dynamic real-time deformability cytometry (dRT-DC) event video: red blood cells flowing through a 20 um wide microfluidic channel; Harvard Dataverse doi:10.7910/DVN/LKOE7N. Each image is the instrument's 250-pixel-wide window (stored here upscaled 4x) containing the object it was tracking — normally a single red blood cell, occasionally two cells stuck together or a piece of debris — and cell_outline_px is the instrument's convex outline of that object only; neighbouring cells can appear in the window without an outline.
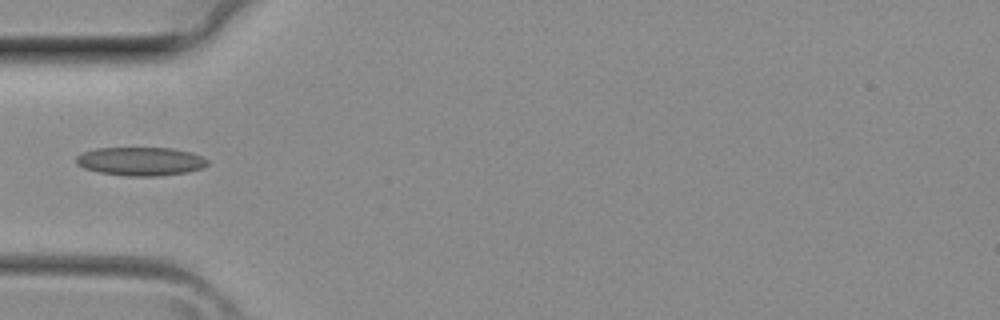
{"species": "common noctule bat (a hibernating species)", "species_latin": "Nyctalus noctula", "temperature_condition": "room temperature", "stored_images_in_passage": 26, "camera_frame_rate_fps": 3000, "um_per_image_px": 0.085, "animal": {"sex": "female", "body_mass_g": 29.2, "forearm_length_mm": 56.3}, "frame": {"image": 1, "passage_image": 1, "time_ms": 0.0, "image_size_px": [1000, 320], "cell_outline_px": [[208, 164], [204, 168], [188, 172], [156, 176], [128, 176], [100, 172], [84, 168], [76, 164], [76, 156], [84, 152], [96, 148], [172, 148], [192, 152], [208, 160]], "centroid_in_image_um": [11.97, 13.71], "position_along_channel_um": 73.0, "area_um2": 21.85}}
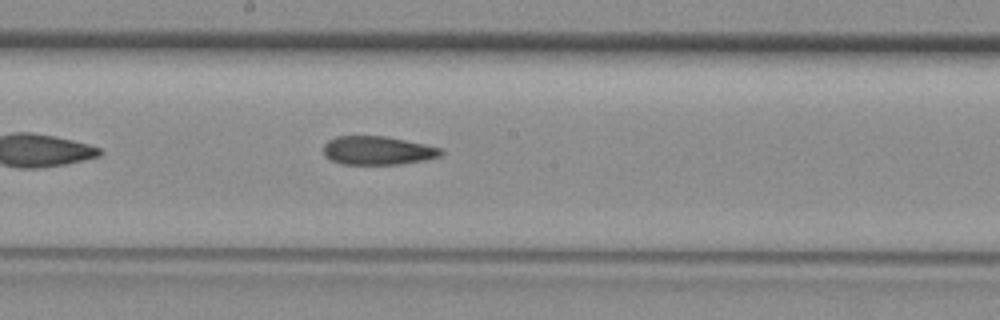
{"frame": {"image": 2, "passage_image": 9, "time_ms": 2.667, "image_size_px": [1000, 320], "cell_outline_px": [[444, 152], [440, 156], [424, 160], [400, 164], [344, 164], [332, 160], [324, 152], [324, 144], [328, 140], [336, 136], [384, 136], [424, 144], [440, 148]], "centroid_in_image_um": [32.11, 12.79], "position_along_channel_um": 216.1, "area_um2": 19.31}}
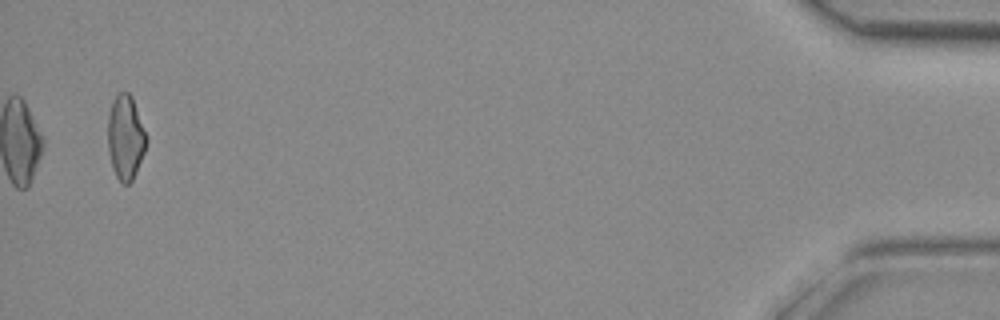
{"frame": {"image": 3, "passage_image": 26, "time_ms": 8.333, "image_size_px": [1000, 320], "cell_outline_px": [[148, 140], [144, 152], [132, 180], [128, 184], [120, 184], [112, 168], [108, 152], [108, 116], [112, 104], [116, 96], [120, 92], [128, 92], [132, 96], [148, 136]], "centroid_in_image_um": [10.68, 11.69], "position_along_channel_um": 424.5, "area_um2": 19.07}}